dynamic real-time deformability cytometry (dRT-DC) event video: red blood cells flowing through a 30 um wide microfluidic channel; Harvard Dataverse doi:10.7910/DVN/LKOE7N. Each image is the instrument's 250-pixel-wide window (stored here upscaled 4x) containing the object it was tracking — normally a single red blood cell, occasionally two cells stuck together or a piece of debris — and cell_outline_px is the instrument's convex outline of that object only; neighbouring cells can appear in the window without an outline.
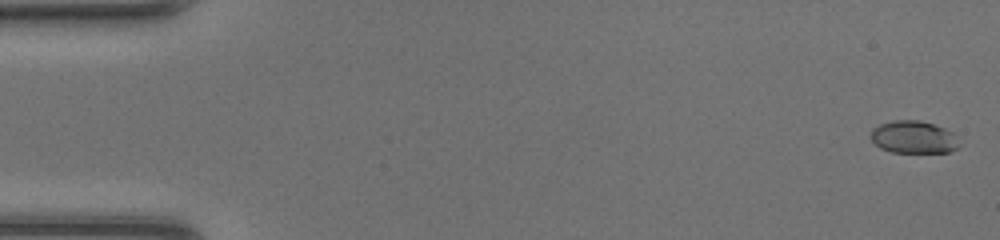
{"species": "common noctule bat (a hibernating species)", "species_latin": "Nyctalus noctula", "temperature_condition": "room temperature", "stored_images_in_passage": 48, "camera_frame_rate_fps": 3000, "um_per_image_px": 0.085, "animal": {"sex": "female", "body_mass_g": 20.0, "forearm_length_mm": 54.0}, "frame": {"image": 1, "passage_image": 1, "time_ms": 0.0, "image_size_px": [1000, 240], "cell_outline_px": [[960, 148], [948, 152], [892, 152], [880, 148], [868, 136], [872, 128], [880, 124], [896, 120], [920, 120], [944, 128], [952, 132], [960, 144]], "centroid_in_image_um": [77.64, 11.66], "position_along_channel_um": 7.4, "area_um2": 16.82}}
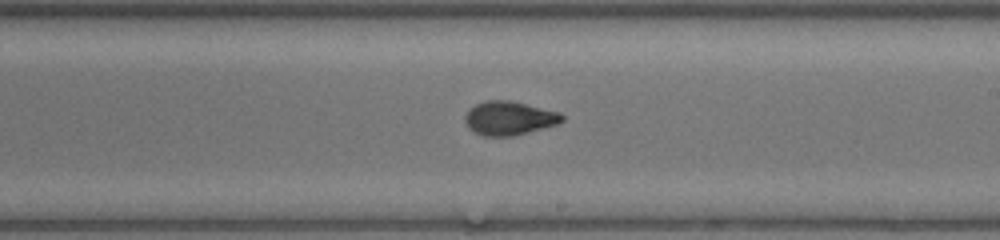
{"frame": {"image": 2, "passage_image": 28, "time_ms": 9.0, "image_size_px": [1000, 240], "cell_outline_px": [[564, 120], [556, 124], [512, 136], [484, 136], [468, 128], [464, 120], [464, 116], [468, 108], [484, 100], [508, 100], [560, 112], [564, 116]], "centroid_in_image_um": [43.23, 10.03], "position_along_channel_um": 245.8, "area_um2": 19.02}}
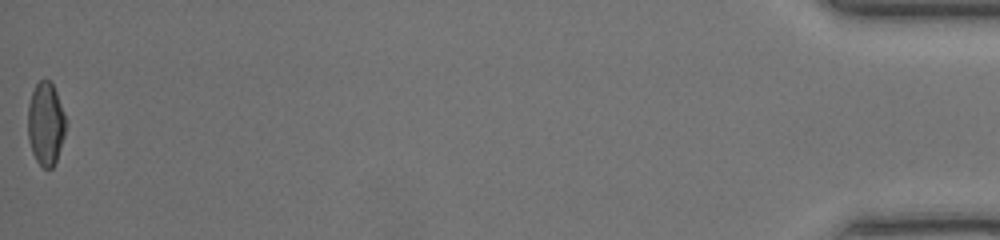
{"frame": {"image": 3, "passage_image": 48, "time_ms": 15.667, "image_size_px": [1000, 240], "cell_outline_px": [[64, 136], [56, 160], [52, 168], [44, 168], [36, 160], [32, 152], [28, 140], [28, 104], [32, 92], [36, 84], [40, 80], [48, 80], [52, 84], [56, 92], [64, 112]], "centroid_in_image_um": [3.86, 10.52], "position_along_channel_um": 431.3, "area_um2": 18.03}, "authors_computed_cell_mechanics": {"area_um2": 18.5538, "velocity_mm_per_s": 4.3501, "shape_relaxation_time_tau1_ms": 4.6593, "shape_relaxation_time_tau2_ms": 0.7866, "deformation_change_tau1": 0.2023, "deformation_change_tau2": 0.0525}}